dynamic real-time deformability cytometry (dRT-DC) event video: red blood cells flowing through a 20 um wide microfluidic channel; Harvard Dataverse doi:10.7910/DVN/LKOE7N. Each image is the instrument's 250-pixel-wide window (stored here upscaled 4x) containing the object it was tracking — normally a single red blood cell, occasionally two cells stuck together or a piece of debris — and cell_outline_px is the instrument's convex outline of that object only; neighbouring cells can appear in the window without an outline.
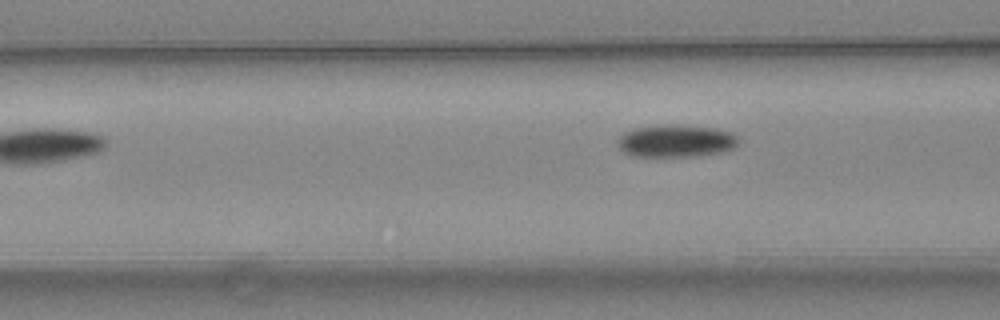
{"species": "common noctule bat (a hibernating species)", "species_latin": "Nyctalus noctula", "temperature_condition": "warm", "stored_images_in_passage": 4, "camera_frame_rate_fps": 3000, "um_per_image_px": 0.085, "animal": {"sex": "female", "body_mass_g": 24.6, "forearm_length_mm": 56.2}, "frame": {"image": 1, "passage_image": 4, "time_ms": 1.0, "image_size_px": [1000, 320], "cell_outline_px": [[740, 144], [736, 148], [720, 152], [696, 156], [632, 156], [624, 152], [620, 148], [616, 140], [624, 132], [636, 128], [660, 124], [716, 128], [732, 132], [740, 140]], "centroid_in_image_um": [57.49, 11.98], "position_along_channel_um": 109.1, "area_um2": 22.95}}